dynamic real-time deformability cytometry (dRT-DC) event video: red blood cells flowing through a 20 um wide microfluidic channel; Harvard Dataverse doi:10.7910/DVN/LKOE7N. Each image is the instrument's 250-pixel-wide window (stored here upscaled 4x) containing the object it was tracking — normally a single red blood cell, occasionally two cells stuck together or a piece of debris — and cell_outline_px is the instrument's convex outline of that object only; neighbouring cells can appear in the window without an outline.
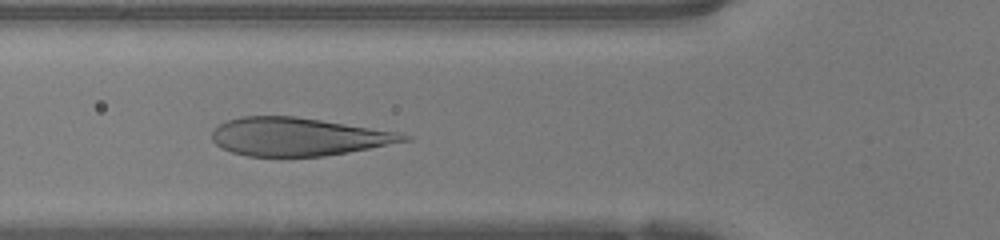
{"species": "human", "species_latin": "Homo sapiens", "temperature_condition": "warm", "stored_images_in_passage": 36, "camera_frame_rate_fps": 3000, "um_per_image_px": 0.085, "donor": {"sex": "female"}, "frame": {"image": 1, "passage_image": 14, "time_ms": 4.333, "image_size_px": [1000, 240], "cell_outline_px": [[412, 140], [324, 156], [248, 156], [232, 152], [220, 148], [212, 140], [212, 132], [220, 124], [228, 120], [240, 116], [296, 116], [400, 132], [412, 136]], "centroid_in_image_um": [25.35, 11.61], "position_along_channel_um": 100.5, "area_um2": 42.48}}
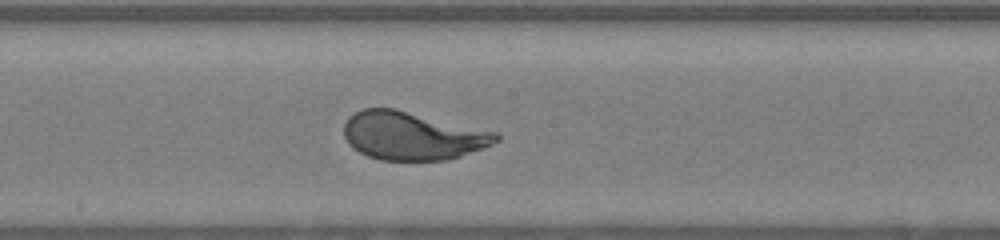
{"frame": {"image": 2, "passage_image": 22, "time_ms": 7.0, "image_size_px": [1000, 240], "cell_outline_px": [[500, 140], [492, 144], [460, 156], [448, 160], [380, 160], [368, 156], [352, 148], [348, 144], [344, 136], [344, 124], [348, 116], [364, 108], [396, 108], [496, 132], [500, 136]], "centroid_in_image_um": [35.02, 11.54], "position_along_channel_um": 213.2, "area_um2": 42.77}}
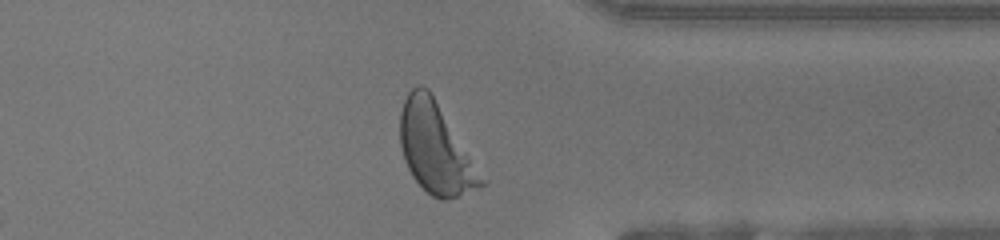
{"frame": {"image": 3, "passage_image": 34, "time_ms": 11.0, "image_size_px": [1000, 240], "cell_outline_px": [[484, 184], [480, 188], [444, 200], [440, 200], [432, 196], [412, 176], [404, 160], [400, 144], [400, 112], [404, 100], [408, 92], [416, 84], [420, 84], [428, 88], [484, 180]], "centroid_in_image_um": [36.95, 12.59], "position_along_channel_um": 374.4, "area_um2": 41.5}, "authors_computed_cell_mechanics": {"area_um2": 43.061, "velocity_mm_per_s": 4.2239, "shape_relaxation_time_tau1_ms": 2.7904, "shape_relaxation_time_tau2_ms": null, "deformation_change_tau1": 0.192, "deformation_change_tau2": null}}